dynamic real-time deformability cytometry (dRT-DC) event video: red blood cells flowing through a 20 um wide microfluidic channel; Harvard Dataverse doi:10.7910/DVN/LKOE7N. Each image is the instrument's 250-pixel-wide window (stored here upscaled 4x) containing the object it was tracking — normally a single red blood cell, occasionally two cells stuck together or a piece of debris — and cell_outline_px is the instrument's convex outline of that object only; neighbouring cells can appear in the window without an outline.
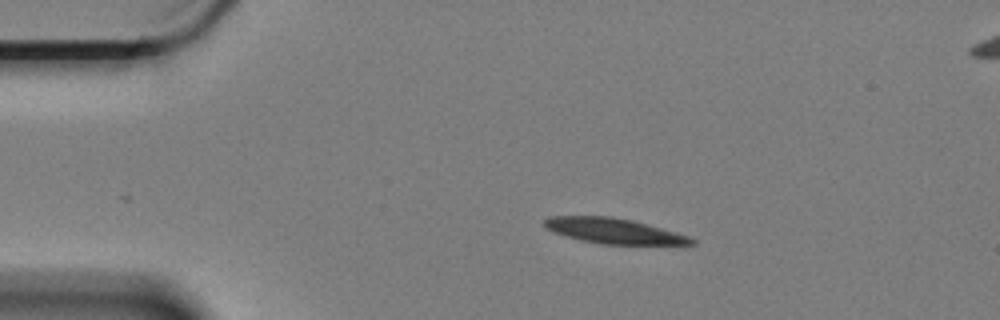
{"species": "Egyptian fruit bat (a non-hibernating species)", "species_latin": "Rousettus aegyptiacus", "temperature_condition": "cold", "stored_images_in_passage": 3, "segment_of_instrument_passage": [1, 2], "camera_frame_rate_fps": 3000, "um_per_image_px": 0.085, "animal": {"sex": "female"}, "frame": {"image": 1, "passage_image": 1, "time_ms": 0.0, "image_size_px": [1000, 320], "cell_outline_px": [[696, 244], [684, 248], [600, 244], [580, 240], [552, 232], [544, 228], [544, 220], [552, 216], [612, 216], [632, 220], [676, 232], [688, 236], [696, 240]], "centroid_in_image_um": [52.37, 19.7], "position_along_channel_um": 32.6, "area_um2": 23.0}}